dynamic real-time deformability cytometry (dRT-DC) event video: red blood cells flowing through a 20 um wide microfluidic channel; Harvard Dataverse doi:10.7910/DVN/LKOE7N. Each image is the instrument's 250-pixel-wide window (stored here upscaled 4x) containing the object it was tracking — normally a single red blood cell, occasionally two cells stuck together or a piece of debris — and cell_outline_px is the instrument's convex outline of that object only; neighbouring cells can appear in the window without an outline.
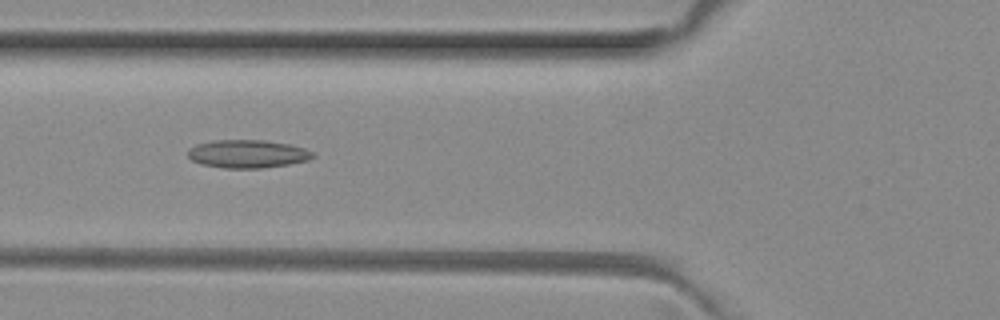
{"species": "common noctule bat (a hibernating species)", "species_latin": "Nyctalus noctula", "temperature_condition": "room temperature", "stored_images_in_passage": 5, "camera_frame_rate_fps": 3000, "um_per_image_px": 0.085, "animal": {"sex": "female", "body_mass_g": 29.2, "forearm_length_mm": 56.3}, "frame": {"image": 1, "passage_image": 5, "time_ms": 1.333, "image_size_px": [1000, 320], "cell_outline_px": [[316, 156], [308, 160], [288, 164], [260, 168], [224, 168], [200, 164], [192, 160], [188, 156], [188, 148], [196, 144], [212, 140], [264, 140], [288, 144], [304, 148], [312, 152]], "centroid_in_image_um": [21.01, 13.07], "position_along_channel_um": 104.8, "area_um2": 20.46}}